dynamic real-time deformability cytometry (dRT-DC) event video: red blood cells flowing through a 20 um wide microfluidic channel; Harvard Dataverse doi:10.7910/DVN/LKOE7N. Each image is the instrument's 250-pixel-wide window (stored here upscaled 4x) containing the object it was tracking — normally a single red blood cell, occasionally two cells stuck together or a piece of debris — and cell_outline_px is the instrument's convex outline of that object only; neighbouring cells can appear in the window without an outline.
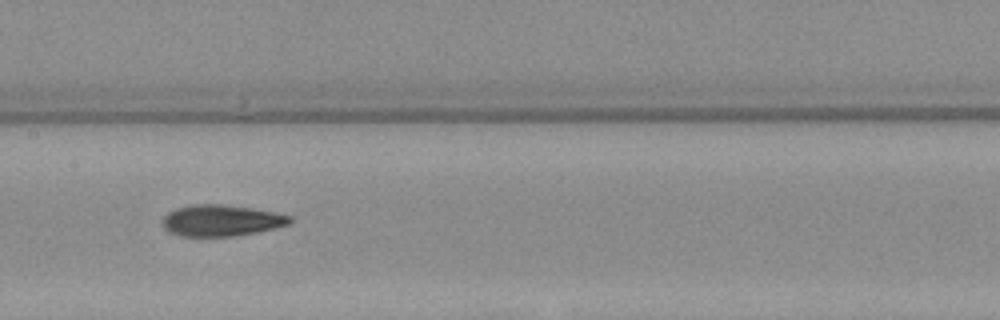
{"species": "Egyptian fruit bat (a non-hibernating species)", "species_latin": "Rousettus aegyptiacus", "temperature_condition": "warm", "stored_images_in_passage": 8, "camera_frame_rate_fps": 3000, "um_per_image_px": 0.085, "animal": {"sex": "female"}, "frame": {"image": 1, "passage_image": 7, "time_ms": 7.667, "image_size_px": [1000, 320], "cell_outline_px": [[292, 220], [288, 224], [256, 232], [232, 236], [180, 236], [168, 232], [164, 228], [164, 216], [168, 212], [176, 208], [192, 204], [224, 204], [252, 208], [292, 216]], "centroid_in_image_um": [18.77, 18.73], "position_along_channel_um": 188.6, "area_um2": 23.06}}
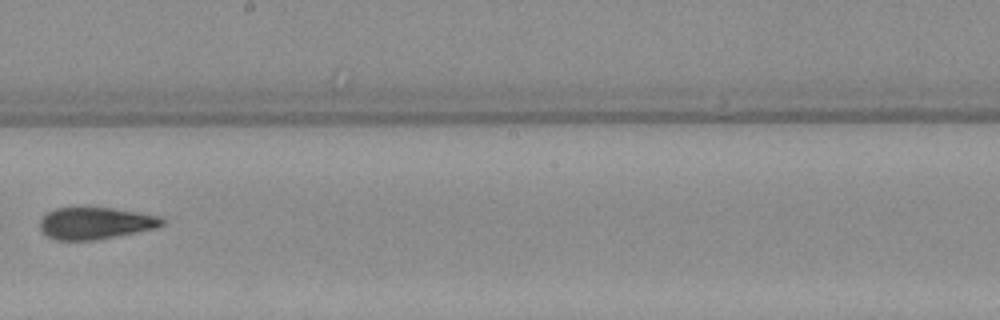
{"frame": {"image": 2, "passage_image": 8, "time_ms": 9.0, "image_size_px": [1000, 320], "cell_outline_px": [[164, 224], [156, 228], [96, 240], [56, 240], [40, 232], [40, 220], [48, 212], [56, 208], [112, 208], [160, 216], [164, 220]], "centroid_in_image_um": [8.1, 18.98], "position_along_channel_um": 240.1, "area_um2": 22.54}}